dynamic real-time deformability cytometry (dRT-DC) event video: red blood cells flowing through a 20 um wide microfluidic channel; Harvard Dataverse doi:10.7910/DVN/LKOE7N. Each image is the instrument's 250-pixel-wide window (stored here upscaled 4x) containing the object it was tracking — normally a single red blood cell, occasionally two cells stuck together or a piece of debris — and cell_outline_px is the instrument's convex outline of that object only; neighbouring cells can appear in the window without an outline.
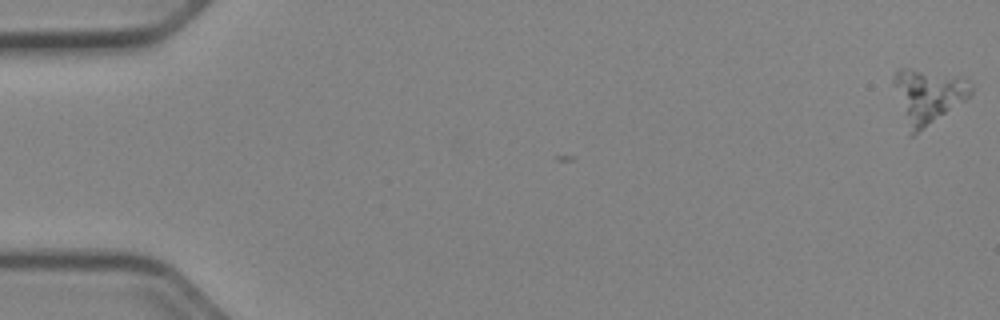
{"species": "Egyptian fruit bat (a non-hibernating species)", "species_latin": "Rousettus aegyptiacus", "temperature_condition": "cold", "stored_images_in_passage": 5, "camera_frame_rate_fps": 3000, "um_per_image_px": 0.085, "animal": {"sex": "female"}, "frame": {"image": 1, "passage_image": 1, "time_ms": 0.0, "image_size_px": [1000, 320], "cell_outline_px": [[972, 92], [964, 100], [912, 136], [908, 136], [892, 84], [892, 76], [900, 68], [908, 68], [972, 84]], "centroid_in_image_um": [78.71, 8.24], "position_along_channel_um": 6.3, "area_um2": 23.29}}